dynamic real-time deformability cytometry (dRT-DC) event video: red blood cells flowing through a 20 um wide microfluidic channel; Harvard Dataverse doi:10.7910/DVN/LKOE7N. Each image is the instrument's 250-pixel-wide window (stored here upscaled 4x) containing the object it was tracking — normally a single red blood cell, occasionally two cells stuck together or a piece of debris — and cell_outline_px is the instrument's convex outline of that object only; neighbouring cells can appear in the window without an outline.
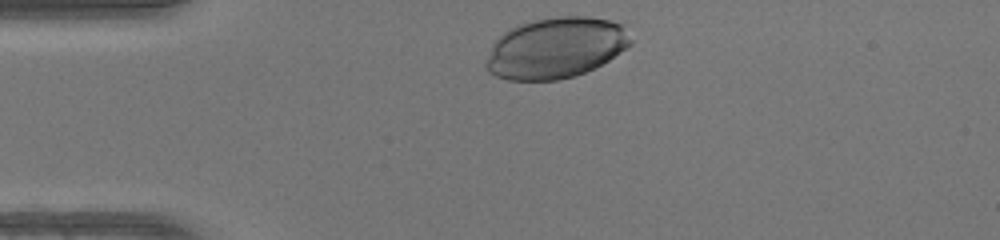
{"species": "human", "species_latin": "Homo sapiens", "temperature_condition": "warm", "stored_images_in_passage": 29, "camera_frame_rate_fps": 3000, "um_per_image_px": 0.085, "donor": {"sex": "female"}, "frame": {"image": 1, "passage_image": 1, "time_ms": 0.0, "image_size_px": [1000, 240], "cell_outline_px": [[632, 44], [608, 60], [576, 76], [556, 80], [508, 80], [496, 76], [488, 72], [484, 64], [492, 44], [508, 28], [516, 24], [556, 16], [588, 16], [612, 20], [624, 24], [632, 40]], "centroid_in_image_um": [47.24, 4.06], "position_along_channel_um": 37.8, "area_um2": 51.62}}
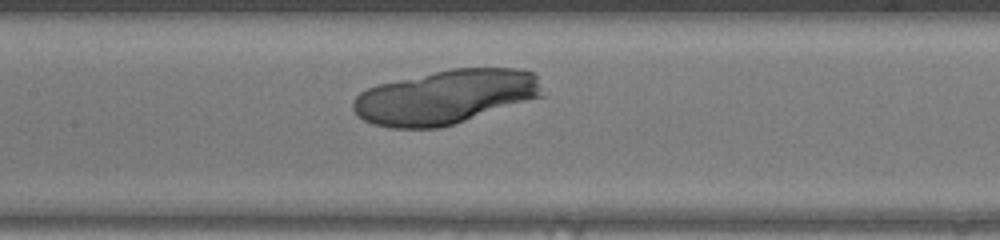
{"frame": {"image": 2, "passage_image": 13, "time_ms": 4.0, "image_size_px": [1000, 240], "cell_outline_px": [[544, 96], [440, 128], [388, 128], [372, 124], [356, 116], [352, 108], [352, 100], [360, 92], [368, 88], [380, 84], [452, 68], [520, 68], [536, 72]], "centroid_in_image_um": [37.87, 8.24], "position_along_channel_um": 169.5, "area_um2": 59.82}}
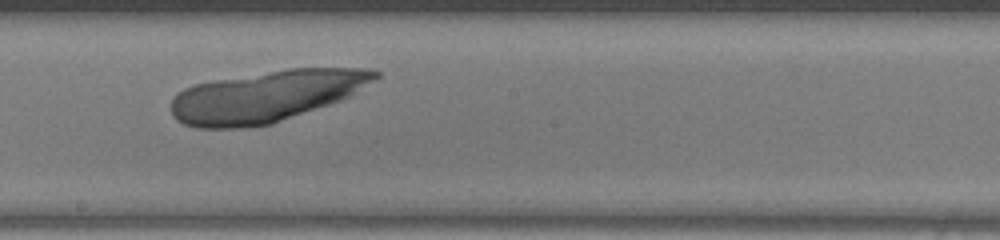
{"frame": {"image": 3, "passage_image": 17, "time_ms": 5.333, "image_size_px": [1000, 240], "cell_outline_px": [[380, 76], [348, 96], [340, 100], [272, 124], [244, 128], [196, 128], [184, 124], [176, 120], [172, 116], [172, 96], [176, 92], [184, 88], [196, 84], [216, 80], [288, 68], [368, 68], [380, 72]], "centroid_in_image_um": [22.57, 8.19], "position_along_channel_um": 225.6, "area_um2": 60.75}}